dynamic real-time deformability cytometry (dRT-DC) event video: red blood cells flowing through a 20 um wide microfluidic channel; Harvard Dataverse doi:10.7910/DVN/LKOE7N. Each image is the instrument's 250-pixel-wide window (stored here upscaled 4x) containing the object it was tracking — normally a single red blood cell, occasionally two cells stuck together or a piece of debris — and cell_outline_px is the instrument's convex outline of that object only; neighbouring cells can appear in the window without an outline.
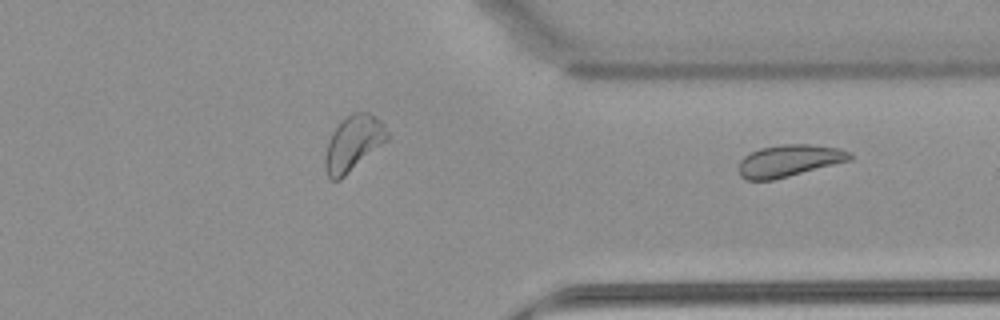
{"species": "common noctule bat (a hibernating species)", "species_latin": "Nyctalus noctula", "temperature_condition": "warm", "stored_images_in_passage": 33, "segment_of_instrument_passage": [2, 2], "camera_frame_rate_fps": 3000, "um_per_image_px": 0.085, "animal": {"sex": "female", "body_mass_g": 22.7, "forearm_length_mm": 54.2}, "frame": {"image": 1, "passage_image": 33, "time_ms": 10.667, "image_size_px": [1000, 320], "cell_outline_px": [[852, 160], [772, 180], [744, 180], [740, 176], [740, 160], [744, 156], [760, 148], [784, 144], [812, 144], [840, 148], [852, 152]], "centroid_in_image_um": [67.11, 13.65], "position_along_channel_um": 344.3, "area_um2": 20.69}}